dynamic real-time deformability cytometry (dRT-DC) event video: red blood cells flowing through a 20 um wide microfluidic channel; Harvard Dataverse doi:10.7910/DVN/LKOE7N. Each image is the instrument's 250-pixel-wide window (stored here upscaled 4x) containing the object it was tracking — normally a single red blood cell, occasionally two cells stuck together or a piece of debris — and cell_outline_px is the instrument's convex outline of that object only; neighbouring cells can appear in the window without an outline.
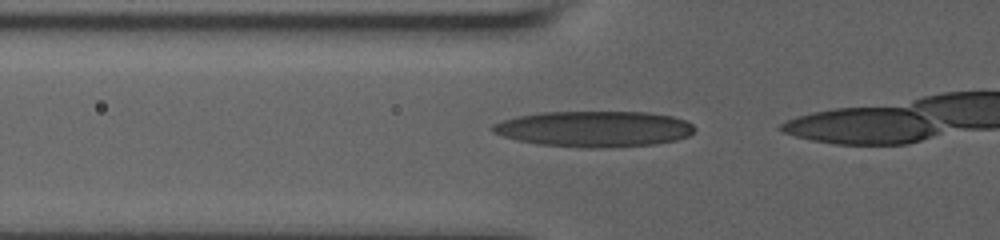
{"species": "human", "species_latin": "Homo sapiens", "temperature_condition": "room temperature", "stored_images_in_passage": 8, "camera_frame_rate_fps": 3000, "um_per_image_px": 0.085, "donor": {"sex": "male"}, "frame": {"image": 1, "passage_image": 2, "time_ms": 0.333, "image_size_px": [1000, 240], "cell_outline_px": [[696, 128], [688, 136], [676, 140], [656, 144], [600, 148], [584, 148], [540, 144], [516, 140], [492, 132], [492, 124], [516, 116], [544, 112], [648, 112], [672, 116], [684, 120], [692, 124]], "centroid_in_image_um": [50.51, 10.96], "position_along_channel_um": 75.3, "area_um2": 42.19}}
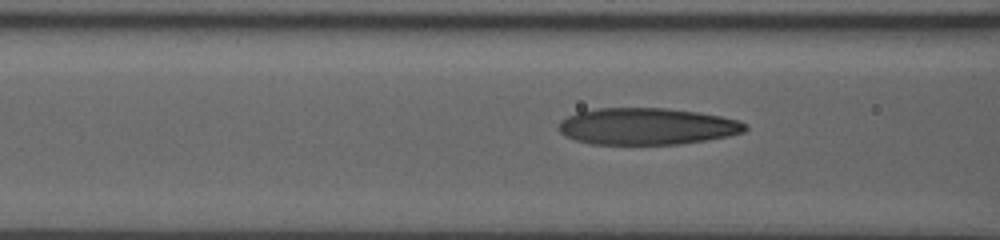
{"frame": {"image": 2, "passage_image": 5, "time_ms": 1.333, "image_size_px": [1000, 240], "cell_outline_px": [[748, 128], [744, 132], [728, 136], [680, 144], [588, 144], [564, 136], [556, 128], [556, 124], [560, 120], [576, 112], [596, 108], [668, 108], [696, 112], [720, 116], [740, 120]], "centroid_in_image_um": [54.92, 10.74], "position_along_channel_um": 111.7, "area_um2": 40.17}}